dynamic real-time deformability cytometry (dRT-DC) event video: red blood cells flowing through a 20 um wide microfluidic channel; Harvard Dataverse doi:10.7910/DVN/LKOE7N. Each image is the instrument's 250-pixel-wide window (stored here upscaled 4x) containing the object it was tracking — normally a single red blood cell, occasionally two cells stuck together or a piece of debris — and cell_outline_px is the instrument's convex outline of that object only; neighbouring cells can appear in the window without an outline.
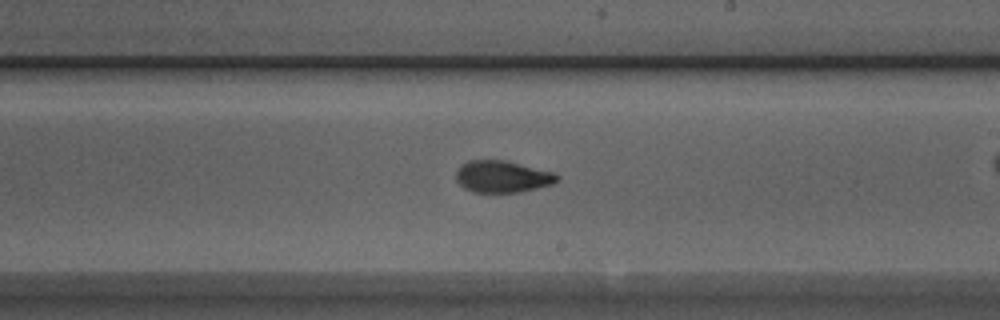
{"species": "Egyptian fruit bat (a non-hibernating species)", "species_latin": "Rousettus aegyptiacus", "temperature_condition": "room temperature", "stored_images_in_passage": 30, "camera_frame_rate_fps": 3000, "um_per_image_px": 0.085, "animal": {"sex": "male"}, "frame": {"image": 1, "passage_image": 18, "time_ms": 5.667, "image_size_px": [1000, 320], "cell_outline_px": [[560, 180], [552, 184], [520, 192], [472, 192], [464, 188], [456, 180], [456, 172], [460, 164], [468, 160], [504, 160], [556, 172], [560, 176]], "centroid_in_image_um": [42.71, 15.0], "position_along_channel_um": 246.3, "area_um2": 18.96}}